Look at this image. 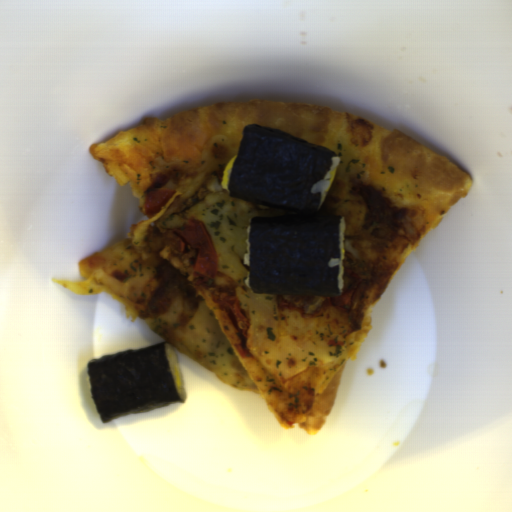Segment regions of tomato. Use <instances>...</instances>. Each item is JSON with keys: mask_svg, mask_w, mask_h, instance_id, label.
I'll return each mask as SVG.
<instances>
[{"mask_svg": "<svg viewBox=\"0 0 512 512\" xmlns=\"http://www.w3.org/2000/svg\"><path fill=\"white\" fill-rule=\"evenodd\" d=\"M214 302L227 315L230 323L245 338L249 337L250 326L242 311L241 303L235 291L222 288L214 292Z\"/></svg>", "mask_w": 512, "mask_h": 512, "instance_id": "tomato-2", "label": "tomato"}, {"mask_svg": "<svg viewBox=\"0 0 512 512\" xmlns=\"http://www.w3.org/2000/svg\"><path fill=\"white\" fill-rule=\"evenodd\" d=\"M177 241L179 252L191 249L195 256L193 264V283L200 285L212 281L218 272V255L209 233L202 221L190 219L188 224L171 231Z\"/></svg>", "mask_w": 512, "mask_h": 512, "instance_id": "tomato-1", "label": "tomato"}, {"mask_svg": "<svg viewBox=\"0 0 512 512\" xmlns=\"http://www.w3.org/2000/svg\"><path fill=\"white\" fill-rule=\"evenodd\" d=\"M175 193V189H166L162 187H154L147 192L144 203L141 207L142 213L145 215L160 212L166 206Z\"/></svg>", "mask_w": 512, "mask_h": 512, "instance_id": "tomato-3", "label": "tomato"}]
</instances>
